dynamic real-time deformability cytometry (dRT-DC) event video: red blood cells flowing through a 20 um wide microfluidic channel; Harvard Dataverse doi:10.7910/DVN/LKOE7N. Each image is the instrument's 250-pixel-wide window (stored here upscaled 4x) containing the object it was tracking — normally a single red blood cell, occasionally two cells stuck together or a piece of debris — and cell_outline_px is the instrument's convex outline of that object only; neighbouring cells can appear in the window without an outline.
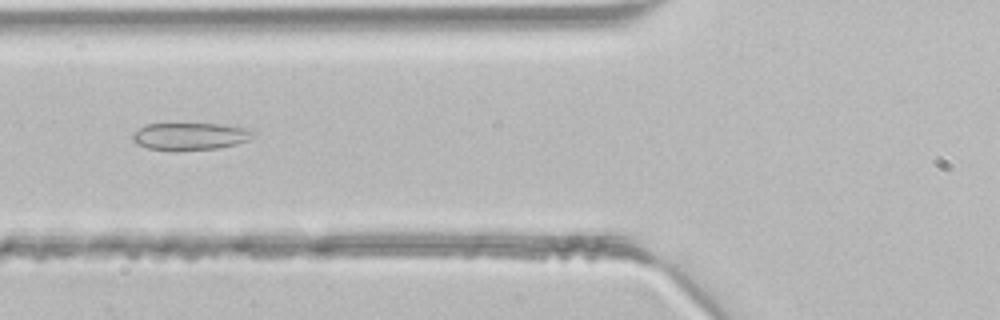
{"species": "common noctule bat (a hibernating species)", "species_latin": "Nyctalus noctula", "temperature_condition": "room temperature", "stored_images_in_passage": 35, "segment_of_instrument_passage": [1, 2], "camera_frame_rate_fps": 3000, "um_per_image_px": 0.085, "animal": {"sex": "male", "body_mass_g": 21.5, "forearm_length_mm": 52.0}, "frame": {"image": 1, "passage_image": 6, "time_ms": 1.667, "image_size_px": [1000, 320], "cell_outline_px": [[256, 132], [248, 140], [236, 144], [216, 148], [148, 148], [136, 144], [132, 140], [132, 136], [140, 128], [148, 124], [224, 124], [248, 128]], "centroid_in_image_um": [16.22, 11.54], "position_along_channel_um": 109.6, "area_um2": 18.38}}
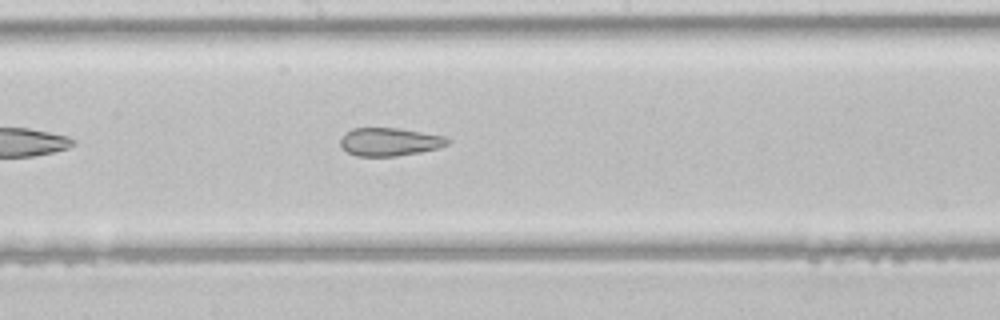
{"frame": {"image": 2, "passage_image": 13, "time_ms": 4.0, "image_size_px": [1000, 320], "cell_outline_px": [[452, 140], [448, 144], [436, 148], [420, 152], [396, 156], [356, 156], [348, 152], [340, 144], [340, 140], [352, 128], [400, 128], [444, 136]], "centroid_in_image_um": [33.14, 12.05], "position_along_channel_um": 215.1, "area_um2": 17.4}}
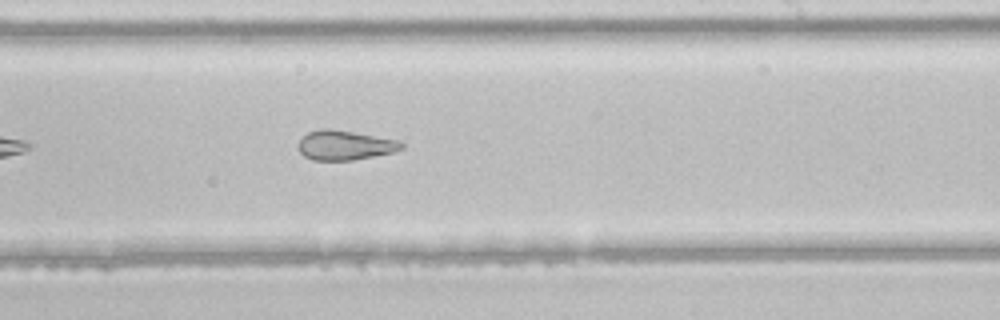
{"frame": {"image": 3, "passage_image": 16, "time_ms": 5.0, "image_size_px": [1000, 320], "cell_outline_px": [[404, 148], [392, 152], [352, 160], [312, 160], [304, 156], [296, 148], [300, 140], [308, 132], [320, 128], [332, 128], [400, 140], [404, 144]], "centroid_in_image_um": [29.29, 12.33], "position_along_channel_um": 259.7, "area_um2": 17.92}}